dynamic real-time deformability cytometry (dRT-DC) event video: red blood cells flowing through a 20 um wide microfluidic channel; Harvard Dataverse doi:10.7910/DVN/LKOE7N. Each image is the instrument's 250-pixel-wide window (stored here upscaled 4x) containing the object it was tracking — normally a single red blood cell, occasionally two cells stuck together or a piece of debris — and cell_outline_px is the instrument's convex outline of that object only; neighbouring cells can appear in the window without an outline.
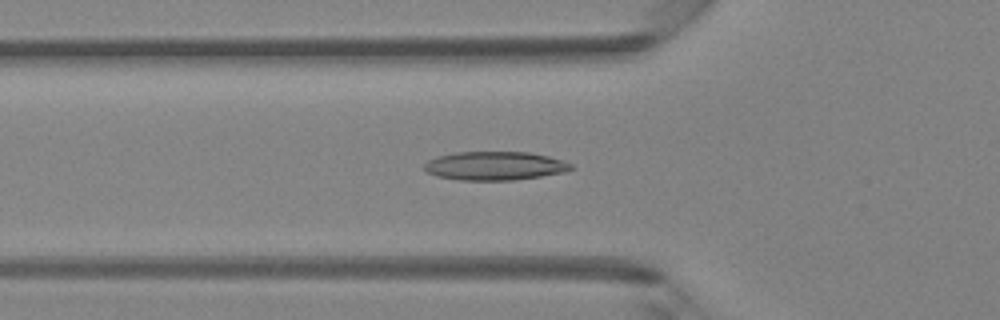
{"species": "Egyptian fruit bat (a non-hibernating species)", "species_latin": "Rousettus aegyptiacus", "temperature_condition": "room temperature", "stored_images_in_passage": 47, "camera_frame_rate_fps": 3000, "um_per_image_px": 0.085, "animal": {"sex": "female"}, "frame": {"image": 1, "passage_image": 16, "time_ms": 5.0, "image_size_px": [1000, 320], "cell_outline_px": [[576, 168], [564, 172], [540, 176], [512, 180], [460, 180], [436, 176], [428, 172], [424, 168], [424, 164], [428, 160], [436, 156], [456, 152], [528, 152], [548, 156], [572, 164]], "centroid_in_image_um": [42.05, 14.09], "position_along_channel_um": 83.8, "area_um2": 24.45}}
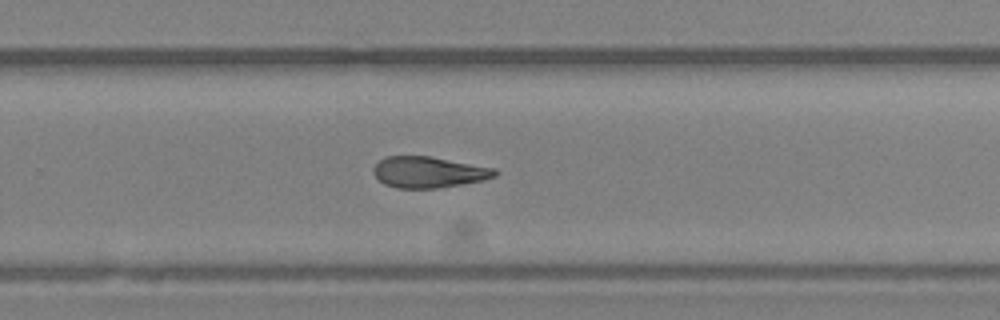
{"frame": {"image": 2, "passage_image": 31, "time_ms": 10.0, "image_size_px": [1000, 320], "cell_outline_px": [[500, 172], [496, 176], [484, 180], [436, 188], [396, 188], [384, 184], [372, 172], [372, 168], [380, 160], [388, 156], [432, 156], [496, 168]], "centroid_in_image_um": [36.46, 14.62], "position_along_channel_um": 293.3, "area_um2": 22.14}}
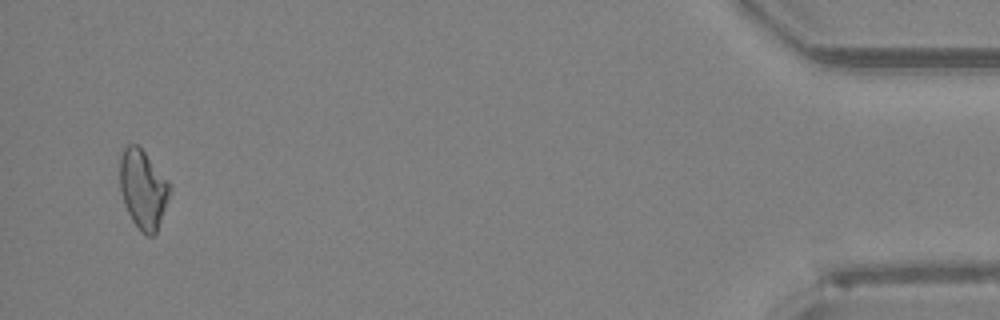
{"frame": {"image": 3, "passage_image": 46, "time_ms": 15.0, "image_size_px": [1000, 320], "cell_outline_px": [[172, 192], [156, 232], [152, 236], [148, 236], [140, 232], [132, 220], [124, 204], [120, 192], [120, 156], [124, 148], [128, 144], [136, 144], [144, 152], [172, 184]], "centroid_in_image_um": [12.18, 16.09], "position_along_channel_um": 423.0, "area_um2": 23.18}}